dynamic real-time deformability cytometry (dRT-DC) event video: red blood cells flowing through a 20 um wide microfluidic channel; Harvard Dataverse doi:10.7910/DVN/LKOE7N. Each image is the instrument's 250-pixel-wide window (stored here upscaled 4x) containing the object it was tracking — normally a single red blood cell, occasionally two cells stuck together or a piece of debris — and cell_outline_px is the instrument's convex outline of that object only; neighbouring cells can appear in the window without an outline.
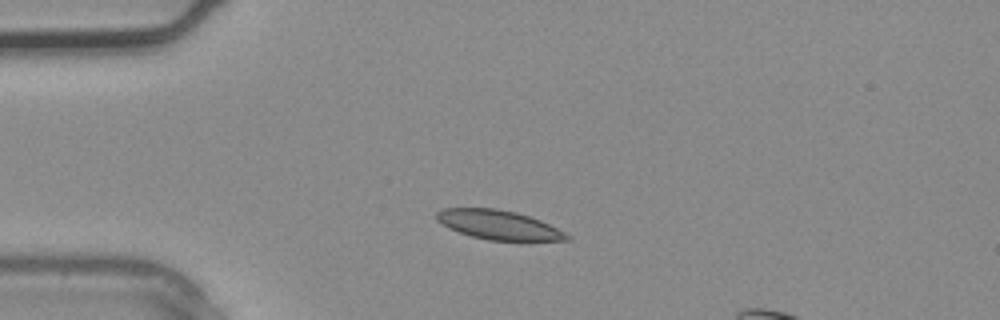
{"species": "common noctule bat (a hibernating species)", "species_latin": "Nyctalus noctula", "temperature_condition": "warm", "stored_images_in_passage": 2, "camera_frame_rate_fps": 3000, "um_per_image_px": 0.085, "animal": {"sex": "male", "body_mass_g": 20.4}, "frame": {"image": 1, "passage_image": 1, "time_ms": 0.0, "image_size_px": [1000, 320], "cell_outline_px": [[572, 240], [524, 244], [488, 240], [472, 236], [460, 232], [436, 220], [436, 212], [444, 208], [496, 208], [516, 212], [540, 220], [572, 236]], "centroid_in_image_um": [42.53, 19.18], "position_along_channel_um": 42.5, "area_um2": 23.06}}